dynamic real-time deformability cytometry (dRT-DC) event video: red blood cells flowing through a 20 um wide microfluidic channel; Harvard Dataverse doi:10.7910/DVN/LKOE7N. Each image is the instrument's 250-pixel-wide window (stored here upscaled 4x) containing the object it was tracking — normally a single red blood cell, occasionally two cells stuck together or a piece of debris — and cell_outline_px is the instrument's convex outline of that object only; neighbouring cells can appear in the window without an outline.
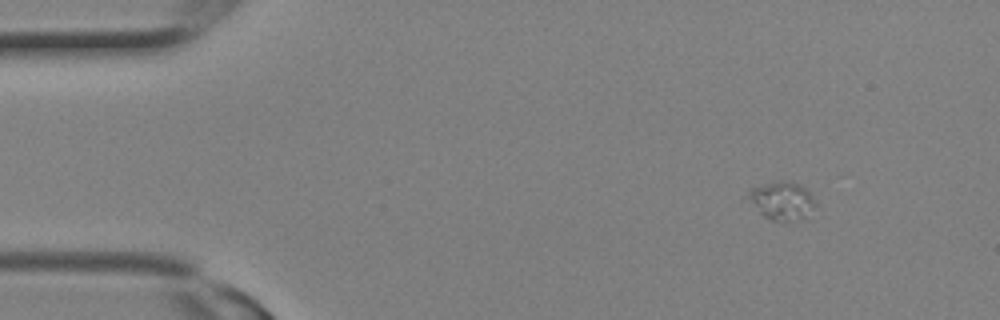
{"species": "Egyptian fruit bat (a non-hibernating species)", "species_latin": "Rousettus aegyptiacus", "temperature_condition": "room temperature", "stored_images_in_passage": 2, "camera_frame_rate_fps": 3000, "um_per_image_px": 0.085, "animal": {"sex": "female"}, "frame": {"image": 1, "passage_image": 1, "time_ms": 0.0, "image_size_px": [1000, 320], "cell_outline_px": [[816, 204], [808, 220], [772, 220], [764, 216], [748, 200], [748, 188], [776, 180], [784, 180], [800, 184], [808, 192]], "centroid_in_image_um": [66.47, 17.05], "position_along_channel_um": 18.5, "area_um2": 15.14}}